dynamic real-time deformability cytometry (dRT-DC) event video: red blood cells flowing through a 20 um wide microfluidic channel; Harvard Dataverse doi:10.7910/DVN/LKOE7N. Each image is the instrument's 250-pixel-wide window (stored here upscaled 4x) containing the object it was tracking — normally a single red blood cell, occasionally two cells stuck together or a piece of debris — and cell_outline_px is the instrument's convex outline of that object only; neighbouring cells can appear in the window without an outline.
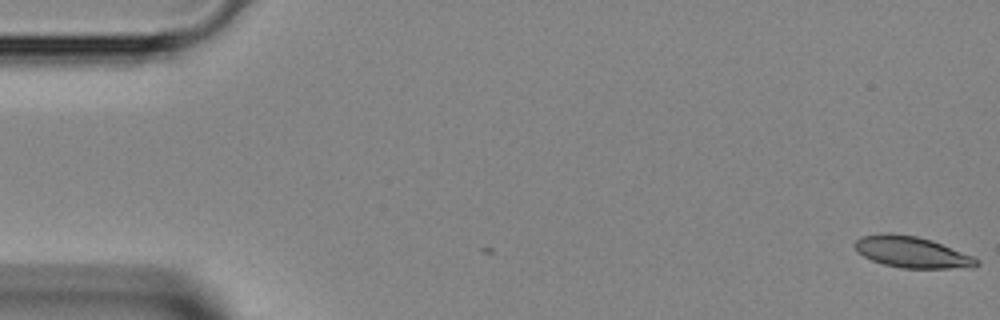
{"species": "Egyptian fruit bat (a non-hibernating species)", "species_latin": "Rousettus aegyptiacus", "temperature_condition": "room temperature", "stored_images_in_passage": 4, "camera_frame_rate_fps": 3000, "um_per_image_px": 0.085, "animal": {"sex": "female"}, "frame": {"image": 1, "passage_image": 4, "time_ms": 1.0, "image_size_px": [1000, 320], "cell_outline_px": [[980, 264], [972, 268], [900, 268], [884, 264], [872, 260], [864, 256], [856, 248], [856, 240], [860, 236], [880, 232], [888, 232], [916, 236], [932, 240], [972, 256], [980, 260]], "centroid_in_image_um": [77.53, 21.42], "position_along_channel_um": 7.5, "area_um2": 22.2}}